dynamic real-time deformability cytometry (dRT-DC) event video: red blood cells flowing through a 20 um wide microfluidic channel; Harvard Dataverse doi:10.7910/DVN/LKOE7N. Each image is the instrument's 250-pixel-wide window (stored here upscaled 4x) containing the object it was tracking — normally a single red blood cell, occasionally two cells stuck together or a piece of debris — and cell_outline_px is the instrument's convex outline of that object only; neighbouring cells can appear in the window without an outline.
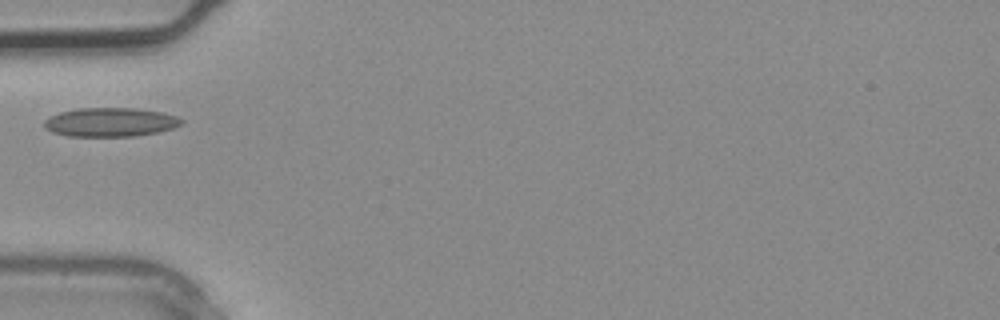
{"species": "common noctule bat (a hibernating species)", "species_latin": "Nyctalus noctula", "temperature_condition": "warm", "stored_images_in_passage": 2, "camera_frame_rate_fps": 3000, "um_per_image_px": 0.085, "animal": {"sex": "male", "body_mass_g": 20.4}, "frame": {"image": 1, "passage_image": 2, "time_ms": 0.333, "image_size_px": [1000, 320], "cell_outline_px": [[184, 124], [172, 128], [156, 132], [136, 136], [68, 136], [52, 132], [44, 128], [44, 120], [60, 112], [76, 108], [136, 108], [160, 112], [176, 116], [184, 120]], "centroid_in_image_um": [9.38, 10.38], "position_along_channel_um": 75.6, "area_um2": 23.12}}